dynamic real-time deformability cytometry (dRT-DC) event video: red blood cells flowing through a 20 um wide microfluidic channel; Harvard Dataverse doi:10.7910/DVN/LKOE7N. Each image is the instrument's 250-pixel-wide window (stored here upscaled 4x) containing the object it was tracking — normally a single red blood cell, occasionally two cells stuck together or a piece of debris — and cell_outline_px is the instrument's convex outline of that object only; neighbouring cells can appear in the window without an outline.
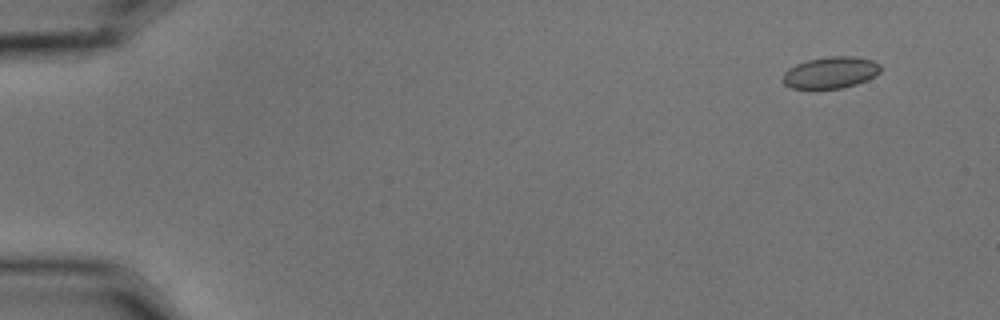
{"species": "common noctule bat (a hibernating species)", "species_latin": "Nyctalus noctula", "temperature_condition": "cold", "stored_images_in_passage": 53, "camera_frame_rate_fps": 3000, "um_per_image_px": 0.085, "animal": {"sex": "male", "body_mass_g": 15.6}, "frame": {"image": 1, "passage_image": 1, "time_ms": 0.0, "image_size_px": [1000, 320], "cell_outline_px": [[880, 72], [876, 76], [856, 84], [840, 88], [792, 88], [784, 84], [784, 72], [788, 68], [796, 64], [808, 60], [828, 56], [852, 56], [872, 60], [880, 64]], "centroid_in_image_um": [70.62, 6.16], "position_along_channel_um": 14.4, "area_um2": 17.86}}
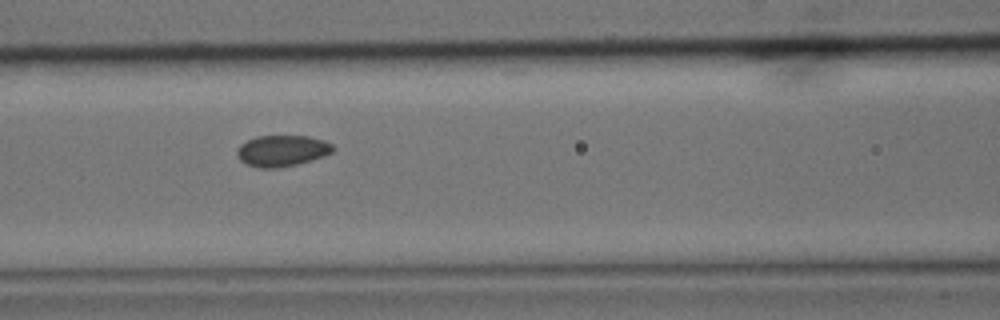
{"frame": {"image": 2, "passage_image": 22, "time_ms": 7.0, "image_size_px": [1000, 320], "cell_outline_px": [[336, 148], [332, 152], [324, 156], [312, 160], [296, 164], [276, 168], [256, 168], [244, 164], [236, 156], [236, 148], [240, 144], [256, 136], [308, 136], [324, 140], [332, 144]], "centroid_in_image_um": [23.94, 12.82], "position_along_channel_um": 142.7, "area_um2": 17.69}}
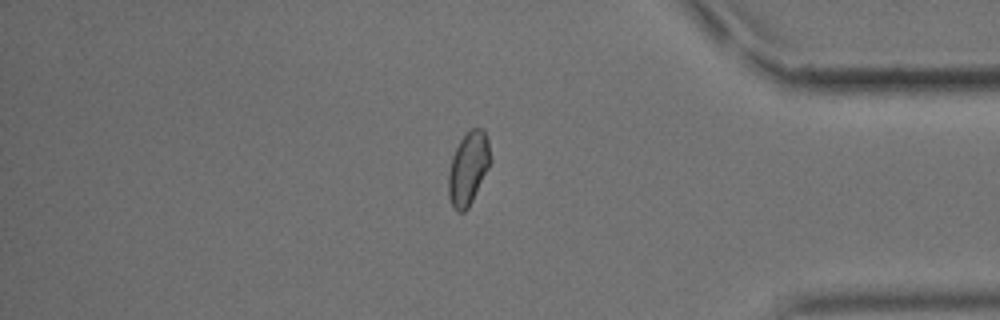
{"frame": {"image": 3, "passage_image": 45, "time_ms": 14.667, "image_size_px": [1000, 320], "cell_outline_px": [[492, 160], [468, 208], [464, 212], [456, 212], [452, 208], [448, 196], [448, 172], [452, 156], [460, 140], [472, 128], [484, 128], [488, 140]], "centroid_in_image_um": [39.79, 14.32], "position_along_channel_um": 395.4, "area_um2": 17.92}, "authors_computed_cell_mechanics": {"area_um2": 17.8024, "velocity_mm_per_s": 3.5833, "shape_relaxation_time_tau1_ms": 4.53, "shape_relaxation_time_tau2_ms": 1.5561, "deformation_change_tau1": 0.0698, "deformation_change_tau2": 0.0365}}